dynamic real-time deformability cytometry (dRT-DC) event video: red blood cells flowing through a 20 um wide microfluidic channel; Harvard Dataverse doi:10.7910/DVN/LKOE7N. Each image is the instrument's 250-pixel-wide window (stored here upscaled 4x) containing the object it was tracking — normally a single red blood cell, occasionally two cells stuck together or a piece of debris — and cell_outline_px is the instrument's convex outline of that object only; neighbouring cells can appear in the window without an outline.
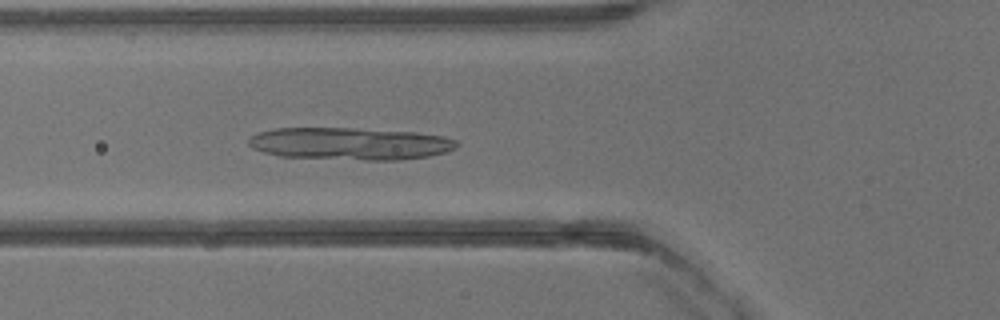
{"species": "common noctule bat (a hibernating species)", "species_latin": "Nyctalus noctula", "temperature_condition": "warm", "stored_images_in_passage": 33, "camera_frame_rate_fps": 3000, "um_per_image_px": 0.085, "animal": {"sex": "male", "body_mass_g": 13.3}, "frame": {"image": 1, "passage_image": 8, "time_ms": 2.333, "image_size_px": [1000, 320], "cell_outline_px": [[460, 144], [456, 148], [444, 152], [428, 156], [400, 160], [364, 160], [280, 156], [264, 152], [252, 148], [248, 144], [248, 140], [252, 136], [260, 132], [276, 128], [352, 128], [416, 132], [444, 136], [456, 140]], "centroid_in_image_um": [29.78, 12.21], "position_along_channel_um": 96.0, "area_um2": 39.19}}
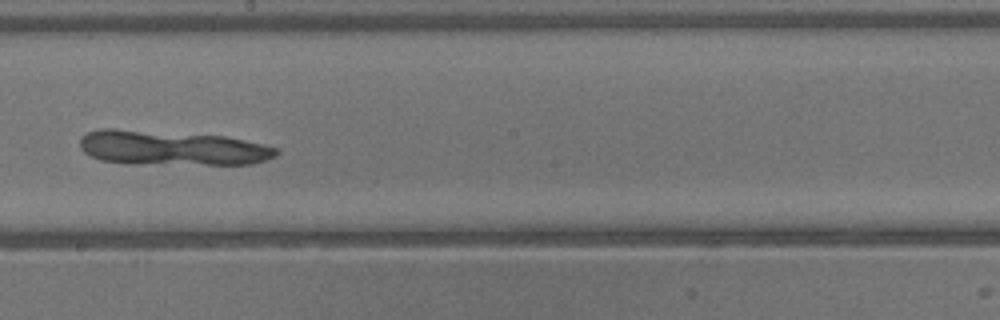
{"frame": {"image": 2, "passage_image": 16, "time_ms": 5.0, "image_size_px": [1000, 320], "cell_outline_px": [[280, 152], [276, 156], [252, 164], [132, 164], [100, 160], [84, 152], [80, 148], [80, 140], [88, 132], [100, 128], [116, 128], [224, 136], [264, 144], [280, 148]], "centroid_in_image_um": [14.62, 12.57], "position_along_channel_um": 233.6, "area_um2": 39.94}}
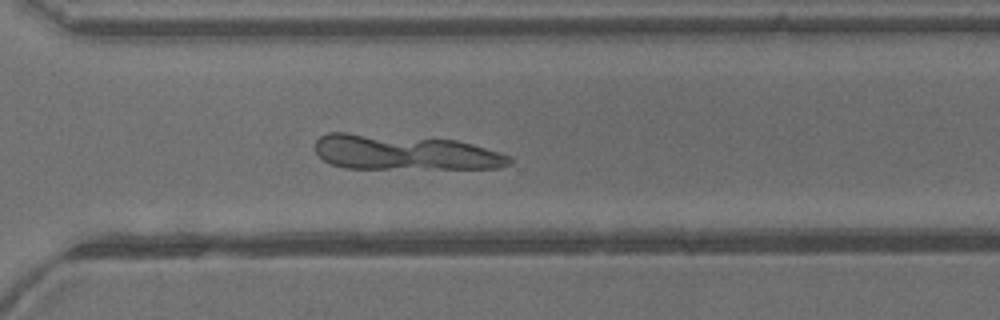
{"frame": {"image": 3, "passage_image": 22, "time_ms": 7.0, "image_size_px": [1000, 320], "cell_outline_px": [[512, 164], [500, 168], [344, 168], [332, 164], [324, 160], [316, 152], [316, 140], [320, 136], [328, 132], [348, 132], [456, 140], [472, 144], [512, 156]], "centroid_in_image_um": [34.39, 12.95], "position_along_channel_um": 336.2, "area_um2": 39.82}}